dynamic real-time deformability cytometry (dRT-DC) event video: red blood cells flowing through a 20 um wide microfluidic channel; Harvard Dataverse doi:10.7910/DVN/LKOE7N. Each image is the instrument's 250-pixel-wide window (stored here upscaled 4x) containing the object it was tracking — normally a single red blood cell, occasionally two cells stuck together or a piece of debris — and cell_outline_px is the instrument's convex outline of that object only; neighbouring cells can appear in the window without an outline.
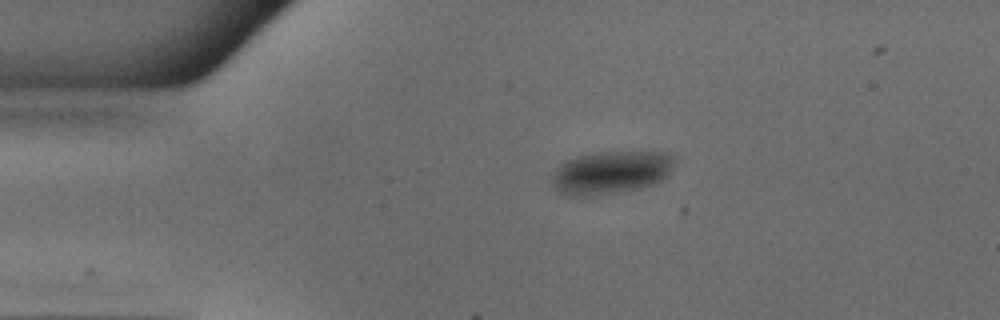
{"species": "common noctule bat (a hibernating species)", "species_latin": "Nyctalus noctula", "temperature_condition": "warm", "stored_images_in_passage": 41, "camera_frame_rate_fps": 3000, "um_per_image_px": 0.085, "animal": {"sex": "male", "body_mass_g": 18.8}, "frame": {"image": 1, "passage_image": 1, "time_ms": 0.0, "image_size_px": [1000, 320], "cell_outline_px": [[672, 160], [668, 176], [664, 180], [640, 188], [620, 192], [592, 196], [576, 196], [564, 192], [556, 188], [552, 180], [552, 172], [560, 164], [568, 160], [580, 156], [596, 152], [660, 152], [672, 156]], "centroid_in_image_um": [51.92, 14.66], "position_along_channel_um": 33.1, "area_um2": 30.17}}
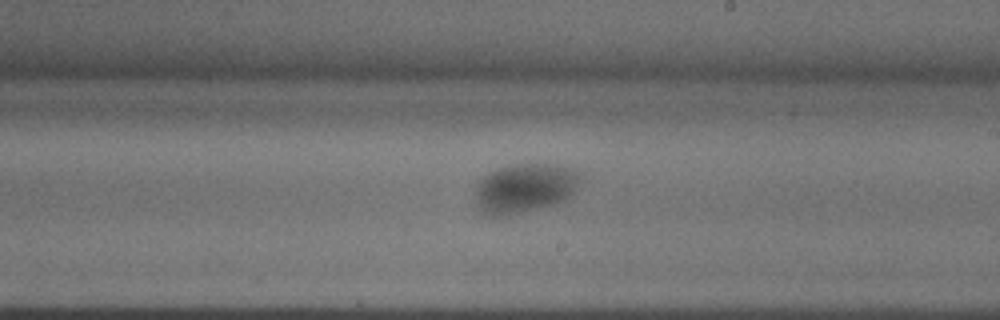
{"frame": {"image": 2, "passage_image": 20, "time_ms": 6.333, "image_size_px": [1000, 320], "cell_outline_px": [[580, 176], [572, 192], [564, 200], [556, 204], [500, 216], [488, 216], [480, 208], [476, 200], [476, 184], [484, 176], [500, 168], [512, 164], [556, 164], [580, 172]], "centroid_in_image_um": [44.58, 15.98], "position_along_channel_um": 244.4, "area_um2": 29.54}}
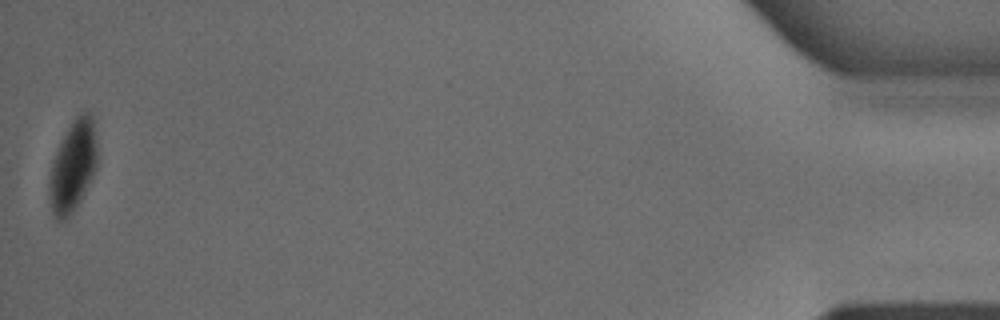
{"frame": {"image": 3, "passage_image": 41, "time_ms": 13.333, "image_size_px": [1000, 320], "cell_outline_px": [[96, 168], [80, 200], [68, 216], [64, 220], [56, 220], [52, 212], [48, 200], [48, 184], [52, 164], [56, 152], [68, 128], [76, 116], [80, 112], [88, 108], [92, 112], [96, 140]], "centroid_in_image_um": [6.19, 14.09], "position_along_channel_um": 429.0, "area_um2": 25.26}}